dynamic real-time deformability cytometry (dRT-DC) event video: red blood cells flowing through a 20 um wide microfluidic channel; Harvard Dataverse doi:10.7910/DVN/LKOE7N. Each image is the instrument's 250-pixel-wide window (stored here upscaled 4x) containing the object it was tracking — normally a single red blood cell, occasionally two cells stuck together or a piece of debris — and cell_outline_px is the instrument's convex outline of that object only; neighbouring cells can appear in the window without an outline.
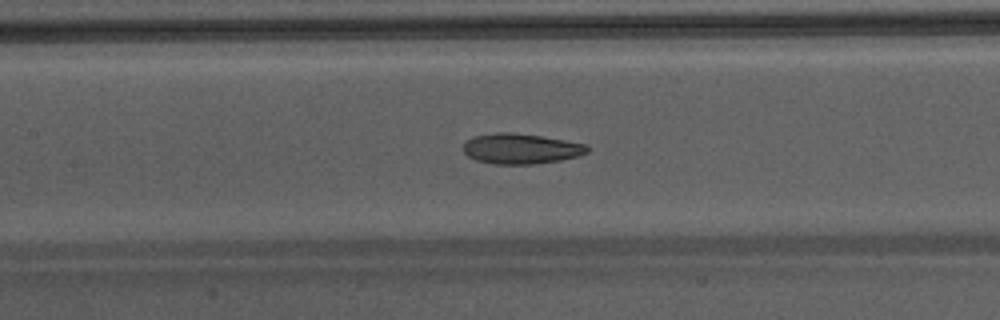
{"species": "Egyptian fruit bat (a non-hibernating species)", "species_latin": "Rousettus aegyptiacus", "temperature_condition": "warm", "stored_images_in_passage": 47, "camera_frame_rate_fps": 3000, "um_per_image_px": 0.085, "animal": {"sex": "male"}, "frame": {"image": 1, "passage_image": 23, "time_ms": 7.333, "image_size_px": [1000, 320], "cell_outline_px": [[592, 148], [588, 152], [580, 156], [560, 160], [536, 164], [492, 164], [476, 160], [468, 156], [464, 152], [464, 144], [472, 136], [496, 132], [512, 132], [540, 136], [588, 144]], "centroid_in_image_um": [44.31, 12.64], "position_along_channel_um": 163.1, "area_um2": 22.14}}
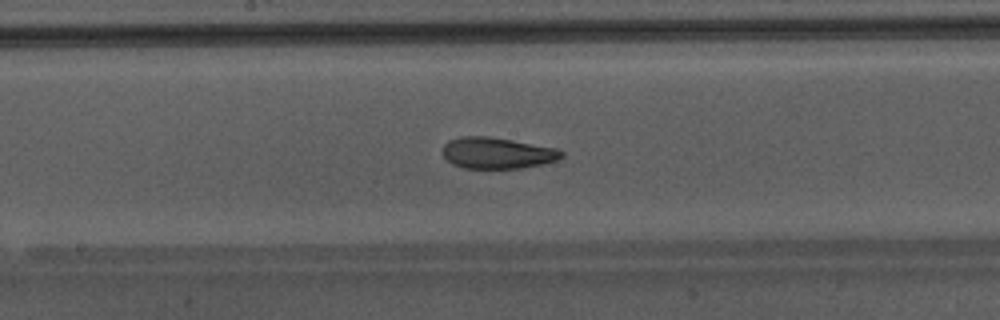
{"frame": {"image": 2, "passage_image": 26, "time_ms": 8.333, "image_size_px": [1000, 320], "cell_outline_px": [[564, 156], [556, 160], [540, 164], [520, 168], [464, 168], [452, 164], [444, 156], [444, 144], [448, 140], [460, 136], [488, 136], [512, 140], [556, 148], [564, 152]], "centroid_in_image_um": [42.25, 13.0], "position_along_channel_um": 206.0, "area_um2": 21.5}}
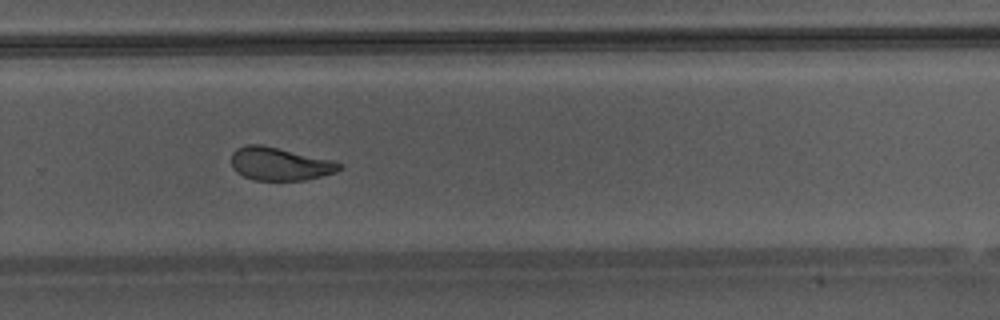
{"frame": {"image": 3, "passage_image": 33, "time_ms": 10.667, "image_size_px": [1000, 320], "cell_outline_px": [[344, 168], [336, 172], [304, 180], [256, 180], [244, 176], [236, 172], [232, 168], [232, 152], [236, 148], [248, 144], [264, 144], [332, 160], [344, 164]], "centroid_in_image_um": [23.79, 13.92], "position_along_channel_um": 306.0, "area_um2": 20.98}, "authors_computed_cell_mechanics": {"area_um2": 23.0622, "velocity_mm_per_s": 4.3043, "shape_relaxation_time_tau1_ms": 6.8339, "shape_relaxation_time_tau2_ms": 1.321, "deformation_change_tau1": 0.2039, "deformation_change_tau2": 0.0885}}